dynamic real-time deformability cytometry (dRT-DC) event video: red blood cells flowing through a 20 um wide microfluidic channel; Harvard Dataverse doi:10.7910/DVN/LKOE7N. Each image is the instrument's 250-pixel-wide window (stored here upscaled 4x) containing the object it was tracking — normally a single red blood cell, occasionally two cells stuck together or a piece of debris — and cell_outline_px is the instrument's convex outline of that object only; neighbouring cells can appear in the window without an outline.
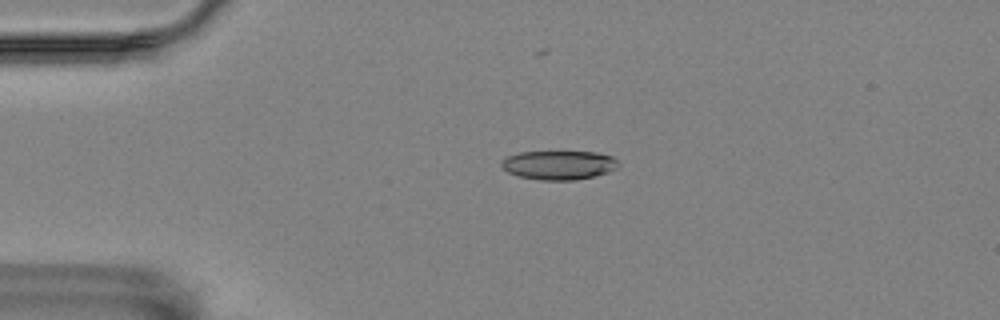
{"species": "Egyptian fruit bat (a non-hibernating species)", "species_latin": "Rousettus aegyptiacus", "temperature_condition": "room temperature", "stored_images_in_passage": 45, "camera_frame_rate_fps": 3000, "um_per_image_px": 0.085, "animal": {"sex": "female"}, "frame": {"image": 1, "passage_image": 2, "time_ms": 0.333, "image_size_px": [1000, 320], "cell_outline_px": [[620, 164], [616, 168], [608, 172], [576, 180], [540, 180], [520, 176], [508, 172], [500, 164], [500, 160], [508, 156], [520, 152], [596, 152], [612, 156]], "centroid_in_image_um": [47.49, 14.02], "position_along_channel_um": 37.5, "area_um2": 19.65}}
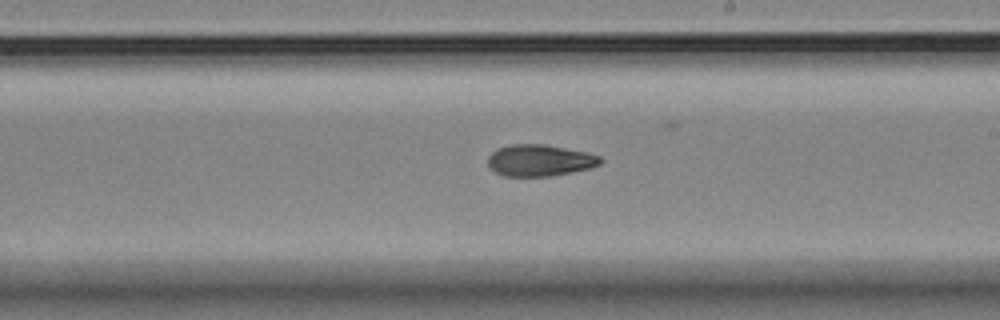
{"frame": {"image": 2, "passage_image": 22, "time_ms": 7.0, "image_size_px": [1000, 320], "cell_outline_px": [[604, 160], [600, 164], [592, 168], [548, 176], [504, 176], [496, 172], [488, 164], [488, 156], [492, 152], [500, 148], [512, 144], [544, 144], [588, 152], [600, 156]], "centroid_in_image_um": [45.92, 13.63], "position_along_channel_um": 243.1, "area_um2": 20.63}}
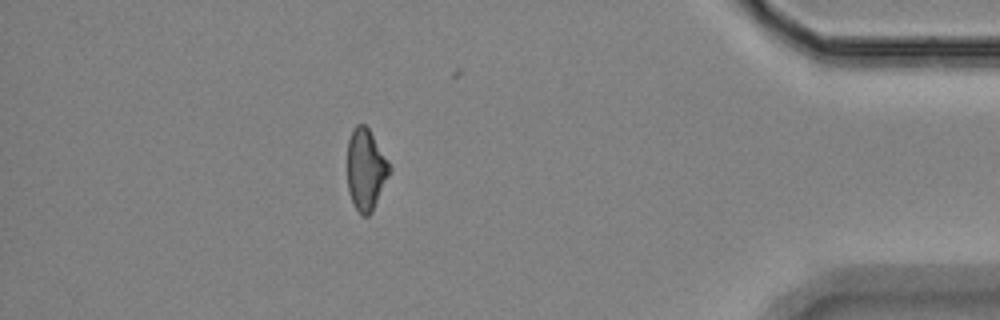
{"frame": {"image": 3, "passage_image": 39, "time_ms": 12.667, "image_size_px": [1000, 320], "cell_outline_px": [[392, 168], [372, 212], [368, 216], [360, 216], [348, 192], [348, 140], [352, 128], [356, 124], [364, 124], [368, 128], [388, 160]], "centroid_in_image_um": [31.09, 14.41], "position_along_channel_um": 404.1, "area_um2": 19.94}, "authors_computed_cell_mechanics": {"area_um2": 20.7502, "velocity_mm_per_s": 3.5684, "shape_relaxation_time_tau1_ms": 10.0483, "shape_relaxation_time_tau2_ms": 8.0516, "deformation_change_tau1": 0.2073, "deformation_change_tau2": 0.1469}}